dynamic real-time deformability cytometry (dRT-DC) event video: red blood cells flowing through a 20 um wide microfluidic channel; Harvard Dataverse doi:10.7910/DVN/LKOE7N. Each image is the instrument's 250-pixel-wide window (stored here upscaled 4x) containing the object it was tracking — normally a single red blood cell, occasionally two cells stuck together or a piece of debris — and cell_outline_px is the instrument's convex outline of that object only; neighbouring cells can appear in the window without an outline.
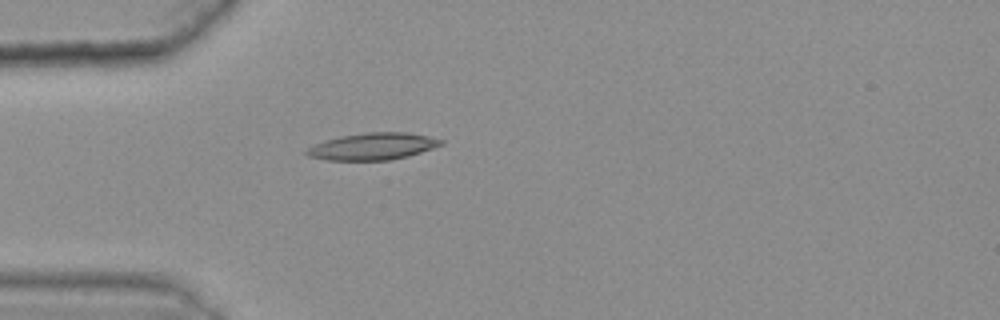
{"species": "common noctule bat (a hibernating species)", "species_latin": "Nyctalus noctula", "temperature_condition": "warm", "stored_images_in_passage": 46, "camera_frame_rate_fps": 3000, "um_per_image_px": 0.085, "animal": {"sex": "female", "body_mass_g": 25.1}, "frame": {"image": 1, "passage_image": 13, "time_ms": 4.0, "image_size_px": [1000, 320], "cell_outline_px": [[444, 144], [408, 156], [392, 160], [328, 160], [308, 156], [304, 152], [308, 148], [316, 144], [340, 136], [368, 132], [408, 132], [428, 136], [444, 140]], "centroid_in_image_um": [31.72, 12.44], "position_along_channel_um": 53.3, "area_um2": 20.92}}
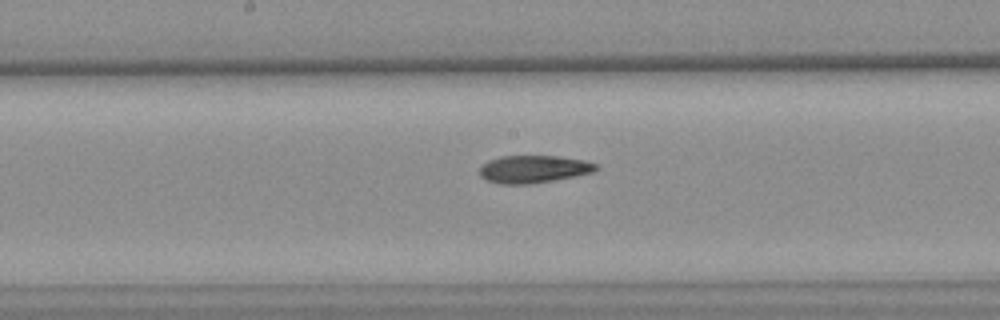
{"frame": {"image": 2, "passage_image": 26, "time_ms": 8.333, "image_size_px": [1000, 320], "cell_outline_px": [[600, 168], [592, 172], [552, 180], [528, 184], [500, 184], [488, 180], [480, 176], [480, 164], [488, 160], [500, 156], [556, 156], [584, 160], [596, 164]], "centroid_in_image_um": [45.3, 14.36], "position_along_channel_um": 202.9, "area_um2": 18.55}}
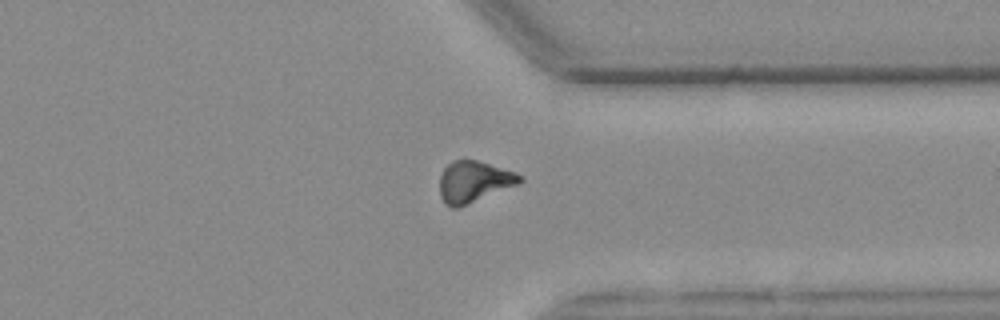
{"frame": {"image": 3, "passage_image": 40, "time_ms": 13.0, "image_size_px": [1000, 320], "cell_outline_px": [[524, 180], [520, 184], [460, 208], [452, 208], [444, 204], [440, 196], [440, 176], [444, 168], [452, 160], [464, 156], [516, 172], [524, 176]], "centroid_in_image_um": [40.29, 15.43], "position_along_channel_um": 371.1, "area_um2": 20.11}, "authors_computed_cell_mechanics": {"area_um2": 19.3052, "velocity_mm_per_s": 3.6315, "shape_relaxation_time_tau1_ms": null, "shape_relaxation_time_tau2_ms": 5.9769, "deformation_change_tau1": null, "deformation_change_tau2": 0.1483}}